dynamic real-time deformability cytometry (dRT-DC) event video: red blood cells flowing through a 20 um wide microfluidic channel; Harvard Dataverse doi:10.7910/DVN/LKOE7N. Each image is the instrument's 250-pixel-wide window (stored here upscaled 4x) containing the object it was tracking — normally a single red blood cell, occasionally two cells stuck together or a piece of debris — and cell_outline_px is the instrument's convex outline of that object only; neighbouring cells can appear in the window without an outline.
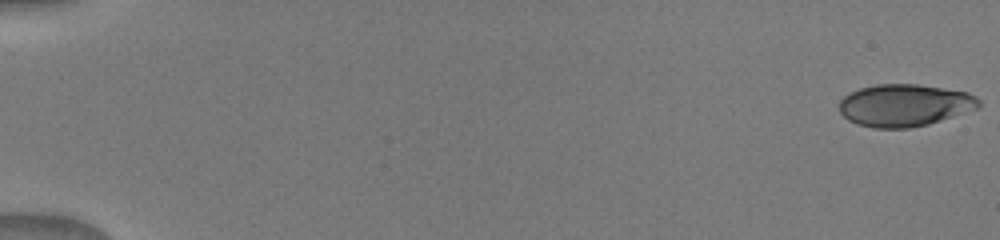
{"species": "human", "species_latin": "Homo sapiens", "temperature_condition": "warm", "stored_images_in_passage": 14, "camera_frame_rate_fps": 3000, "um_per_image_px": 0.085, "donor": {"sex": "male"}, "frame": {"image": 1, "passage_image": 1, "time_ms": 0.0, "image_size_px": [1000, 240], "cell_outline_px": [[980, 108], [928, 124], [908, 128], [872, 128], [856, 124], [848, 120], [840, 112], [840, 100], [848, 92], [860, 88], [876, 84], [916, 84], [968, 92], [976, 96], [980, 100]], "centroid_in_image_um": [76.88, 8.95], "position_along_channel_um": 8.1, "area_um2": 34.51}}
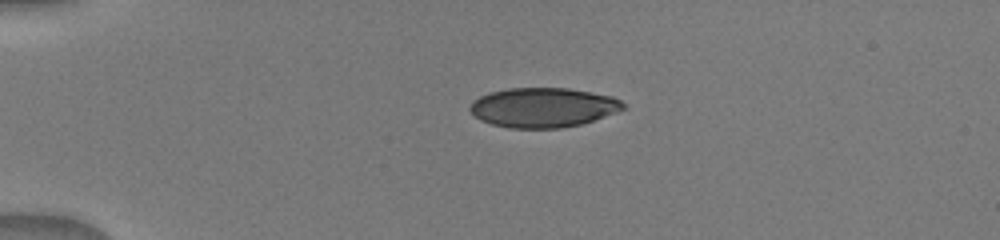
{"frame": {"image": 2, "passage_image": 8, "time_ms": 4.0, "image_size_px": [1000, 240], "cell_outline_px": [[628, 108], [580, 124], [560, 128], [508, 128], [492, 124], [480, 120], [468, 108], [472, 100], [488, 92], [508, 88], [568, 88], [612, 96], [620, 100]], "centroid_in_image_um": [46.14, 9.13], "position_along_channel_um": 38.9, "area_um2": 35.37}}